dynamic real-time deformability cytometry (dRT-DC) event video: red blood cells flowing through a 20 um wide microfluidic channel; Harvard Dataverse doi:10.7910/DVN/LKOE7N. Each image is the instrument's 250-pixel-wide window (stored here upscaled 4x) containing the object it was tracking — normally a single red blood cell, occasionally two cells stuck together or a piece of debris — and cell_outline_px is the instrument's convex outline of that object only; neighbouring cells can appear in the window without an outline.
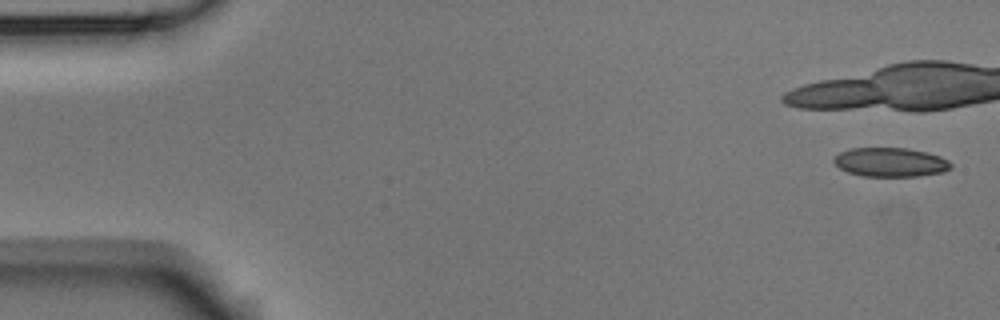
{"species": "Egyptian fruit bat (a non-hibernating species)", "species_latin": "Rousettus aegyptiacus", "temperature_condition": "room temperature", "stored_images_in_passage": 6, "segment_of_instrument_passage": [2, 2], "camera_frame_rate_fps": 3000, "um_per_image_px": 0.085, "animal": {"sex": "male"}, "frame": {"image": 1, "passage_image": 6, "time_ms": 1.667, "image_size_px": [1000, 320], "cell_outline_px": [[952, 168], [944, 172], [916, 176], [864, 176], [848, 172], [840, 168], [832, 160], [840, 152], [852, 148], [908, 148], [928, 152], [940, 156], [948, 160], [952, 164]], "centroid_in_image_um": [75.73, 13.78], "position_along_channel_um": 9.3, "area_um2": 19.83}}